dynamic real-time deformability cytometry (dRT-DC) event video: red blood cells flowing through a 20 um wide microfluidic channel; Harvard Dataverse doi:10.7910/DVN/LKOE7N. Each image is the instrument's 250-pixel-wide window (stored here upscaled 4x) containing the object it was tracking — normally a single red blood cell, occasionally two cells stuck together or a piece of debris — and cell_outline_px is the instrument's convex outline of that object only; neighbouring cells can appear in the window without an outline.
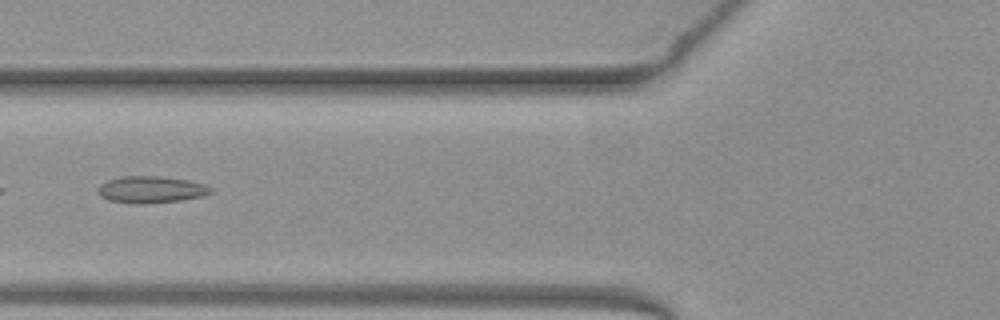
{"species": "common noctule bat (a hibernating species)", "species_latin": "Nyctalus noctula", "temperature_condition": "warm", "stored_images_in_passage": 36, "camera_frame_rate_fps": 3000, "um_per_image_px": 0.085, "animal": {"sex": "female", "body_mass_g": 19.3, "forearm_length_mm": 54.1}, "frame": {"image": 1, "passage_image": 5, "time_ms": 1.333, "image_size_px": [1000, 320], "cell_outline_px": [[212, 192], [204, 196], [180, 200], [144, 204], [132, 204], [108, 200], [100, 196], [100, 184], [108, 180], [120, 176], [156, 176], [184, 180], [204, 184], [212, 188]], "centroid_in_image_um": [12.83, 16.12], "position_along_channel_um": 113.0, "area_um2": 17.46}}
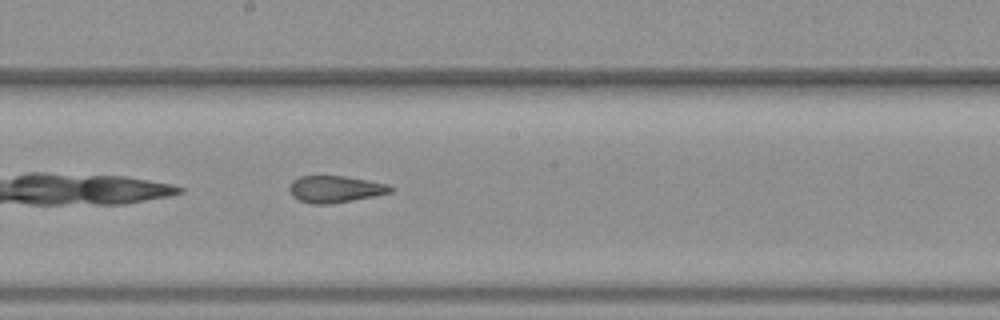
{"frame": {"image": 2, "passage_image": 13, "time_ms": 4.0, "image_size_px": [1000, 320], "cell_outline_px": [[396, 188], [392, 192], [352, 200], [328, 204], [312, 204], [300, 200], [292, 196], [288, 188], [292, 180], [300, 176], [344, 176], [368, 180], [388, 184]], "centroid_in_image_um": [28.49, 16.07], "position_along_channel_um": 219.7, "area_um2": 15.78}}
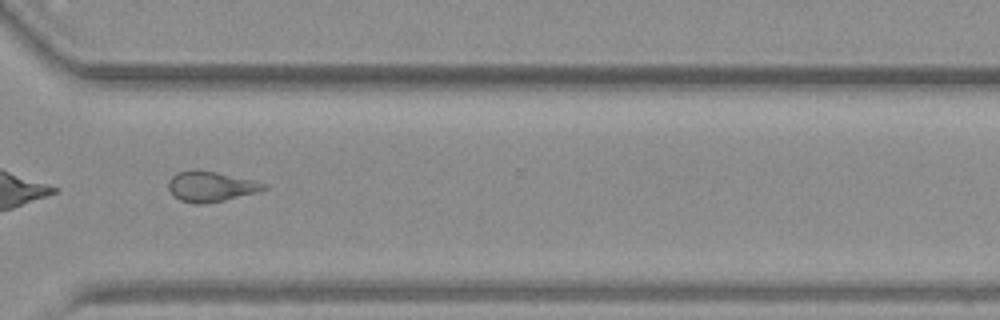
{"frame": {"image": 3, "passage_image": 23, "time_ms": 7.333, "image_size_px": [1000, 320], "cell_outline_px": [[268, 188], [256, 192], [224, 200], [200, 204], [196, 204], [180, 200], [168, 188], [168, 180], [176, 172], [192, 168], [196, 168], [216, 172], [252, 180], [268, 184]], "centroid_in_image_um": [17.89, 15.82], "position_along_channel_um": 352.7, "area_um2": 16.82}, "authors_computed_cell_mechanics": {"area_um2": 17.051, "velocity_mm_per_s": 3.9981, "shape_relaxation_time_tau1_ms": null, "shape_relaxation_time_tau2_ms": 1.612, "deformation_change_tau1": null, "deformation_change_tau2": 0.1048}}